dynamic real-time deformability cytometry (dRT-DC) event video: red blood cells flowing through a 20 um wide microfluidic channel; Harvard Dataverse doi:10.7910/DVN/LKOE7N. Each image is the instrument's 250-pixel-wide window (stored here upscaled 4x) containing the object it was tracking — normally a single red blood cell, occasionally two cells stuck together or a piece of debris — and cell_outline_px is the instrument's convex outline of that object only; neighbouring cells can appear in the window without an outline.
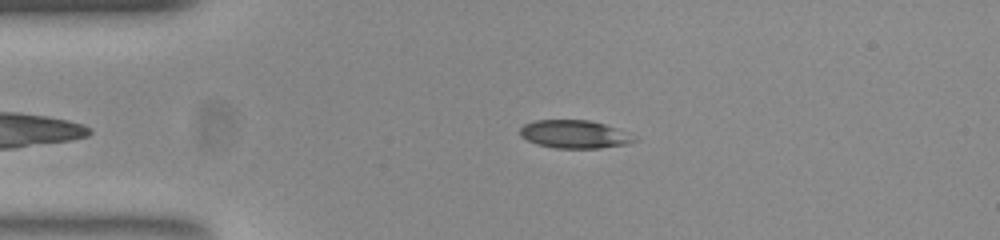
{"species": "common noctule bat (a hibernating species)", "species_latin": "Nyctalus noctula", "temperature_condition": "room temperature", "stored_images_in_passage": 46, "camera_frame_rate_fps": 3000, "um_per_image_px": 0.085, "animal": {"sex": "female", "body_mass_g": 23.0, "forearm_length_mm": 53.4}, "frame": {"image": 1, "passage_image": 4, "time_ms": 1.0, "image_size_px": [1000, 240], "cell_outline_px": [[640, 140], [628, 144], [600, 148], [556, 148], [536, 144], [520, 136], [520, 128], [524, 124], [536, 120], [588, 120], [604, 124], [616, 128]], "centroid_in_image_um": [48.82, 11.41], "position_along_channel_um": 36.2, "area_um2": 18.61}}
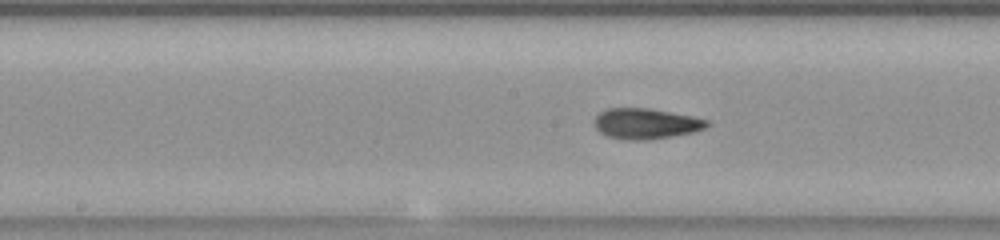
{"frame": {"image": 2, "passage_image": 19, "time_ms": 6.0, "image_size_px": [1000, 240], "cell_outline_px": [[708, 124], [704, 128], [692, 132], [668, 136], [640, 140], [608, 136], [600, 132], [596, 128], [596, 116], [600, 112], [608, 108], [648, 108], [692, 116], [708, 120]], "centroid_in_image_um": [54.89, 10.48], "position_along_channel_um": 193.3, "area_um2": 19.36}}
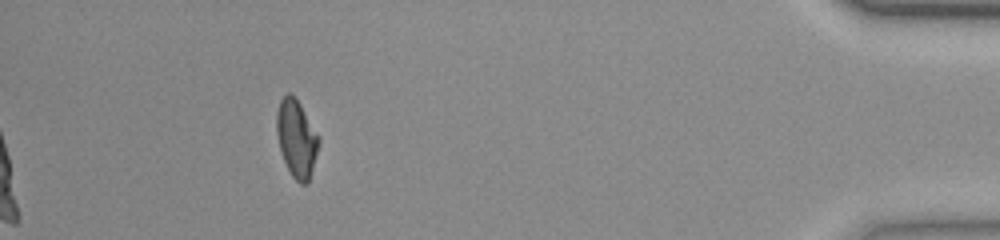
{"frame": {"image": 3, "passage_image": 41, "time_ms": 13.333, "image_size_px": [1000, 240], "cell_outline_px": [[320, 140], [308, 184], [300, 184], [292, 176], [284, 160], [280, 148], [276, 132], [276, 112], [280, 100], [288, 92], [292, 92], [300, 104], [320, 136]], "centroid_in_image_um": [25.2, 11.74], "position_along_channel_um": 410.0, "area_um2": 19.02}, "authors_computed_cell_mechanics": {"area_um2": 19.2474, "velocity_mm_per_s": 3.8017, "shape_relaxation_time_tau1_ms": 11.212, "shape_relaxation_time_tau2_ms": 2.0397, "deformation_change_tau1": 0.2497, "deformation_change_tau2": 0.0736}}